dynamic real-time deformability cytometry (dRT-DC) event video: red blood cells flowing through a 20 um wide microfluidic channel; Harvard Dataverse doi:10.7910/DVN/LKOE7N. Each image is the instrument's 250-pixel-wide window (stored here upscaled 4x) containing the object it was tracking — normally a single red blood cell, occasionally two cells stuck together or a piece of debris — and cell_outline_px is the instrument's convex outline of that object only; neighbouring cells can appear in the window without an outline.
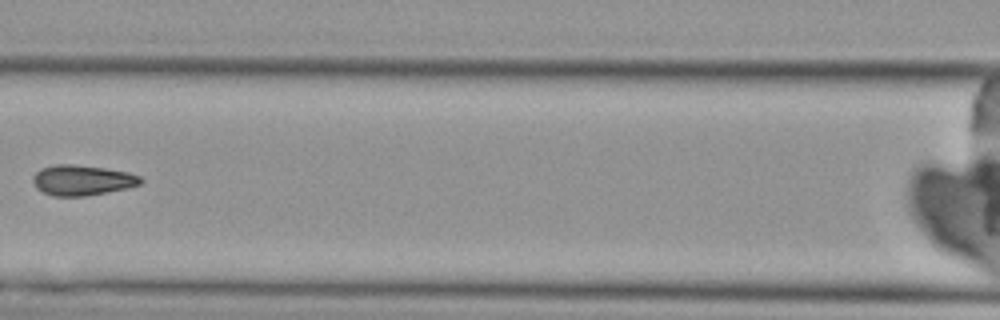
{"species": "Egyptian fruit bat (a non-hibernating species)", "species_latin": "Rousettus aegyptiacus", "temperature_condition": "cold", "stored_images_in_passage": 7, "camera_frame_rate_fps": 3000, "um_per_image_px": 0.085, "animal": {"sex": "female"}, "frame": {"image": 1, "passage_image": 6, "time_ms": 6.667, "image_size_px": [1000, 320], "cell_outline_px": [[144, 180], [140, 184], [128, 188], [88, 196], [52, 196], [36, 188], [32, 180], [32, 176], [40, 168], [56, 164], [72, 164], [104, 168], [128, 172], [140, 176]], "centroid_in_image_um": [6.98, 15.32], "position_along_channel_um": 159.6, "area_um2": 19.19}}
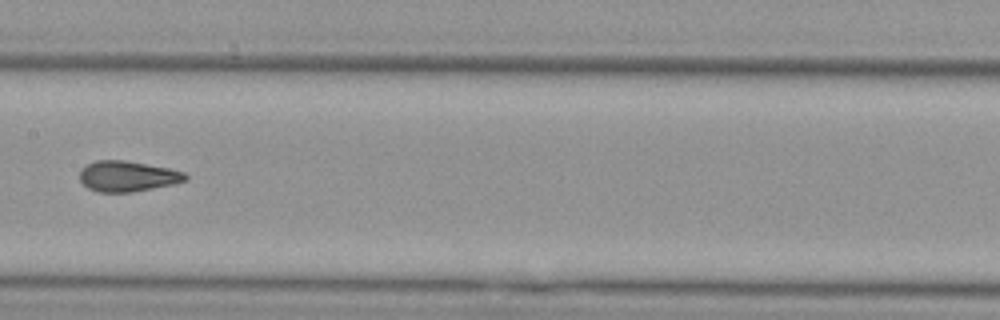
{"frame": {"image": 2, "passage_image": 7, "time_ms": 7.667, "image_size_px": [1000, 320], "cell_outline_px": [[188, 180], [172, 184], [132, 192], [96, 192], [88, 188], [80, 180], [80, 168], [96, 160], [124, 160], [168, 168], [184, 172], [188, 176]], "centroid_in_image_um": [10.82, 14.98], "position_along_channel_um": 196.6, "area_um2": 18.79}}